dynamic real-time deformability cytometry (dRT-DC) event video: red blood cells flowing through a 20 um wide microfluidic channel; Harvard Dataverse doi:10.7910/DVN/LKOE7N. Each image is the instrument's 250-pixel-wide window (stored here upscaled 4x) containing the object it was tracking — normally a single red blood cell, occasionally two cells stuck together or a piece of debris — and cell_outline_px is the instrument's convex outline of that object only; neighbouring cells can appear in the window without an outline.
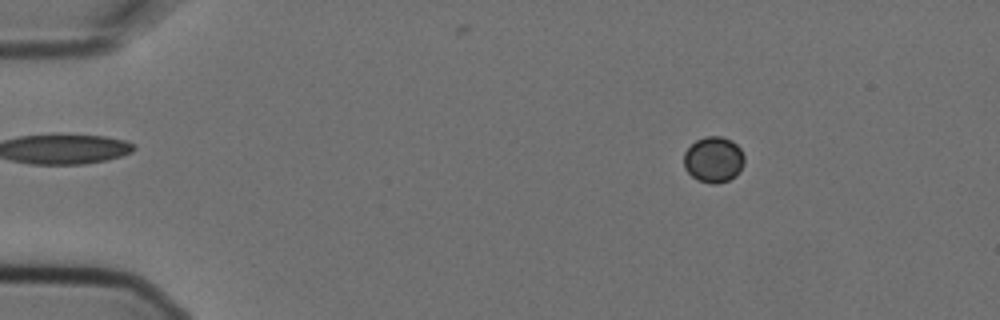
{"species": "Egyptian fruit bat (a non-hibernating species)", "species_latin": "Rousettus aegyptiacus", "temperature_condition": "cold", "stored_images_in_passage": 10, "camera_frame_rate_fps": 3000, "um_per_image_px": 0.085, "animal": {"sex": "female"}, "frame": {"image": 1, "passage_image": 1, "time_ms": 0.0, "image_size_px": [1000, 320], "cell_outline_px": [[744, 164], [740, 172], [736, 176], [728, 180], [716, 184], [712, 184], [696, 180], [684, 168], [684, 152], [696, 140], [704, 136], [720, 136], [732, 140], [740, 148], [744, 156]], "centroid_in_image_um": [60.66, 13.57], "position_along_channel_um": 24.3, "area_um2": 16.36}}
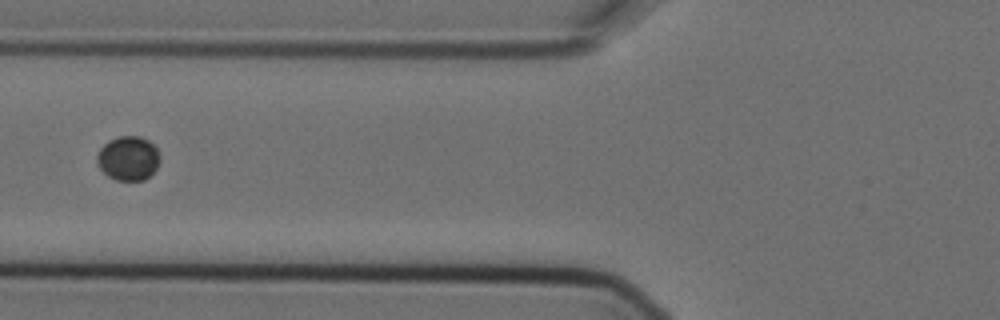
{"frame": {"image": 2, "passage_image": 5, "time_ms": 1.333, "image_size_px": [1000, 320], "cell_outline_px": [[160, 160], [156, 168], [144, 180], [116, 180], [108, 176], [96, 164], [96, 156], [100, 148], [108, 140], [116, 136], [140, 136], [148, 140], [156, 148], [160, 156]], "centroid_in_image_um": [10.88, 13.44], "position_along_channel_um": 114.9, "area_um2": 16.3}}
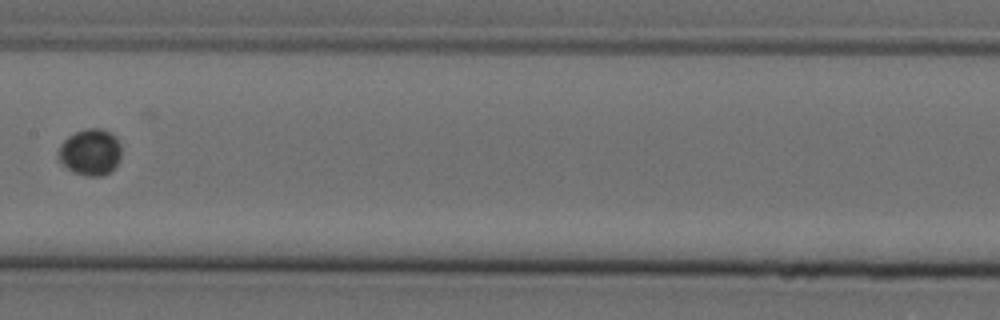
{"frame": {"image": 3, "passage_image": 7, "time_ms": 2.0, "image_size_px": [1000, 320], "cell_outline_px": [[120, 160], [112, 172], [100, 176], [84, 176], [72, 172], [60, 160], [60, 144], [68, 136], [76, 132], [88, 128], [100, 128], [108, 132], [120, 144]], "centroid_in_image_um": [7.69, 12.96], "position_along_channel_um": 199.7, "area_um2": 16.82}}